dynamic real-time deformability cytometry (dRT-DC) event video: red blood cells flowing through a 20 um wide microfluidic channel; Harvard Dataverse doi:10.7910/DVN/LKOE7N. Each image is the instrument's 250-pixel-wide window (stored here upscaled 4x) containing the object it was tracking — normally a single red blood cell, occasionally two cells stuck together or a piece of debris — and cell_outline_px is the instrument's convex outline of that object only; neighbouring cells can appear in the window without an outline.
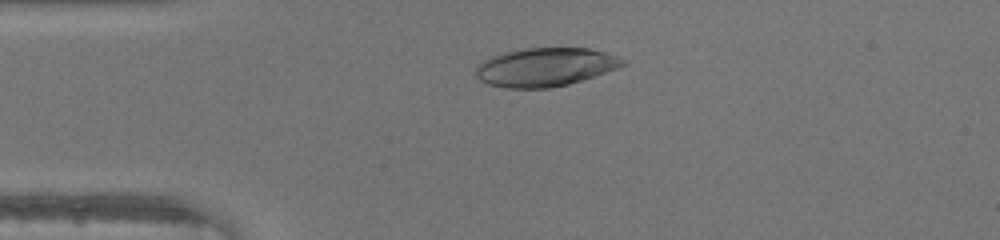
{"species": "human", "species_latin": "Homo sapiens", "temperature_condition": "warm", "stored_images_in_passage": 46, "camera_frame_rate_fps": 3000, "um_per_image_px": 0.085, "donor": {"sex": "male"}, "frame": {"image": 1, "passage_image": 11, "time_ms": 3.333, "image_size_px": [1000, 240], "cell_outline_px": [[628, 64], [568, 84], [552, 88], [504, 88], [488, 84], [480, 80], [476, 76], [476, 64], [492, 56], [504, 52], [524, 48], [588, 48], [604, 52], [628, 60]], "centroid_in_image_um": [46.32, 5.7], "position_along_channel_um": 38.7, "area_um2": 32.95}}
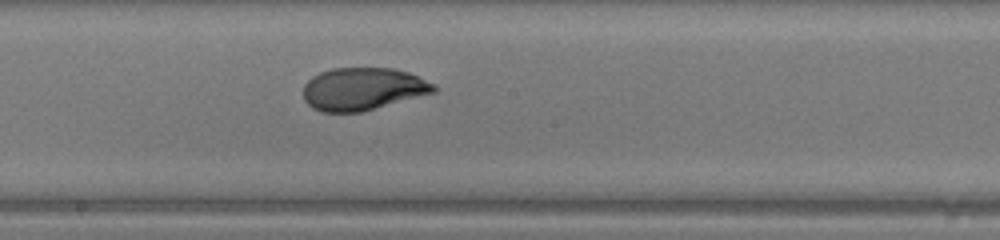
{"frame": {"image": 2, "passage_image": 25, "time_ms": 8.0, "image_size_px": [1000, 240], "cell_outline_px": [[436, 92], [360, 112], [320, 112], [312, 108], [304, 100], [304, 84], [312, 76], [320, 72], [332, 68], [392, 68], [408, 72], [436, 84]], "centroid_in_image_um": [30.83, 7.56], "position_along_channel_um": 217.4, "area_um2": 32.43}}
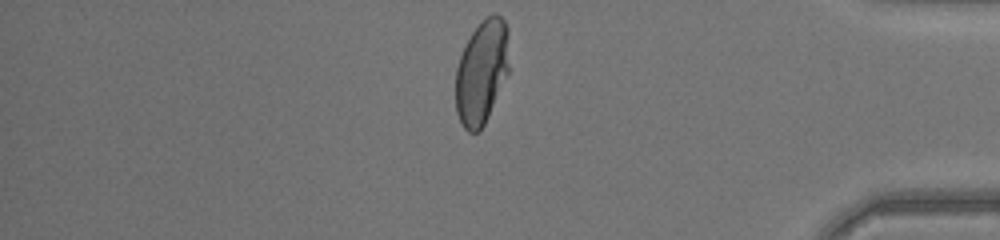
{"frame": {"image": 3, "passage_image": 39, "time_ms": 12.667, "image_size_px": [1000, 240], "cell_outline_px": [[508, 72], [488, 116], [480, 132], [468, 132], [464, 128], [456, 112], [456, 68], [460, 56], [472, 32], [480, 20], [484, 16], [492, 12], [500, 16], [504, 20], [508, 28]], "centroid_in_image_um": [40.94, 6.08], "position_along_channel_um": 394.3, "area_um2": 32.43}}